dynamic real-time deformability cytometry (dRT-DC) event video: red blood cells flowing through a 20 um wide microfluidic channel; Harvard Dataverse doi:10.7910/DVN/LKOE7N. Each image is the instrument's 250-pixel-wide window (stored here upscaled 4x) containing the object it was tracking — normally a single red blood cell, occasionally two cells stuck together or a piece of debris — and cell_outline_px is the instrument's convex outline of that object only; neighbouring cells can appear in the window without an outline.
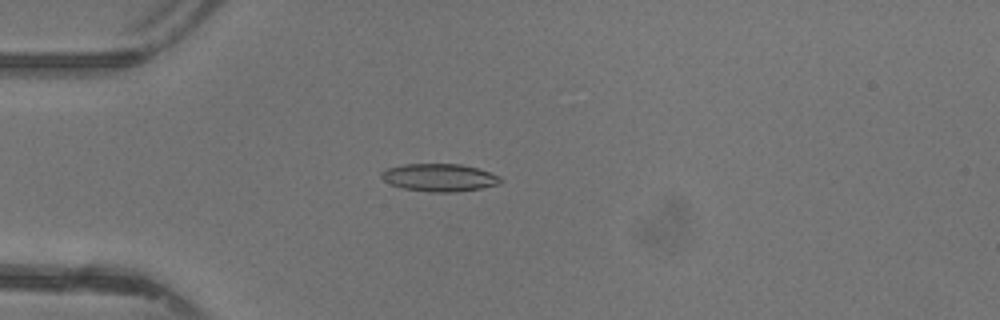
{"species": "common noctule bat (a hibernating species)", "species_latin": "Nyctalus noctula", "temperature_condition": "warm", "stored_images_in_passage": 43, "camera_frame_rate_fps": 3000, "um_per_image_px": 0.085, "animal": {"sex": "female"}, "frame": {"image": 1, "passage_image": 9, "time_ms": 2.667, "image_size_px": [1000, 320], "cell_outline_px": [[504, 180], [500, 184], [480, 188], [456, 192], [428, 192], [404, 188], [392, 184], [384, 180], [380, 176], [380, 172], [388, 168], [404, 164], [460, 164], [480, 168], [500, 176]], "centroid_in_image_um": [37.39, 15.09], "position_along_channel_um": 47.6, "area_um2": 19.31}}
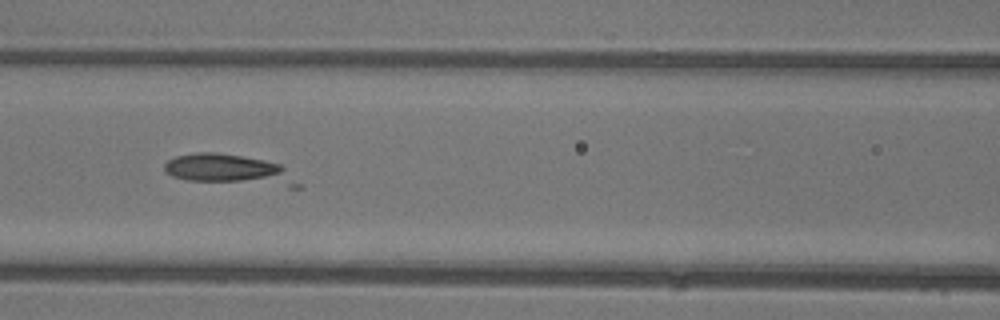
{"frame": {"image": 2, "passage_image": 17, "time_ms": 5.333, "image_size_px": [1000, 320], "cell_outline_px": [[304, 188], [288, 188], [188, 180], [172, 176], [164, 168], [164, 164], [168, 160], [176, 156], [196, 152], [216, 152], [264, 160], [280, 164], [304, 184]], "centroid_in_image_um": [19.63, 14.47], "position_along_channel_um": 147.0, "area_um2": 24.16}}
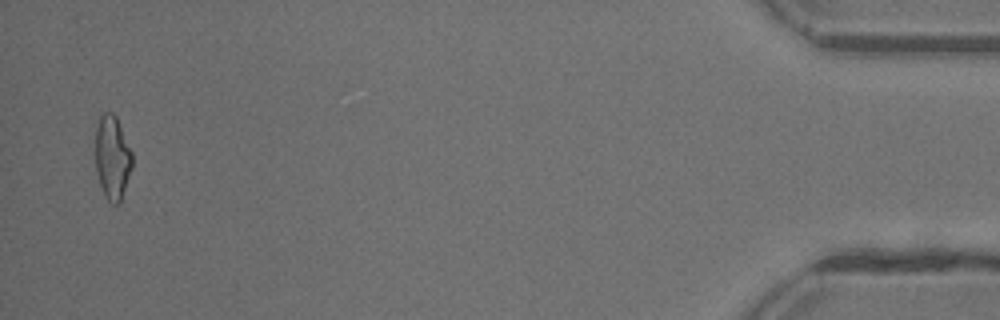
{"frame": {"image": 3, "passage_image": 42, "time_ms": 13.667, "image_size_px": [1000, 320], "cell_outline_px": [[132, 168], [120, 204], [112, 204], [104, 196], [96, 172], [96, 128], [100, 116], [104, 112], [112, 112], [116, 116], [132, 152]], "centroid_in_image_um": [9.56, 13.41], "position_along_channel_um": 425.6, "area_um2": 18.03}}